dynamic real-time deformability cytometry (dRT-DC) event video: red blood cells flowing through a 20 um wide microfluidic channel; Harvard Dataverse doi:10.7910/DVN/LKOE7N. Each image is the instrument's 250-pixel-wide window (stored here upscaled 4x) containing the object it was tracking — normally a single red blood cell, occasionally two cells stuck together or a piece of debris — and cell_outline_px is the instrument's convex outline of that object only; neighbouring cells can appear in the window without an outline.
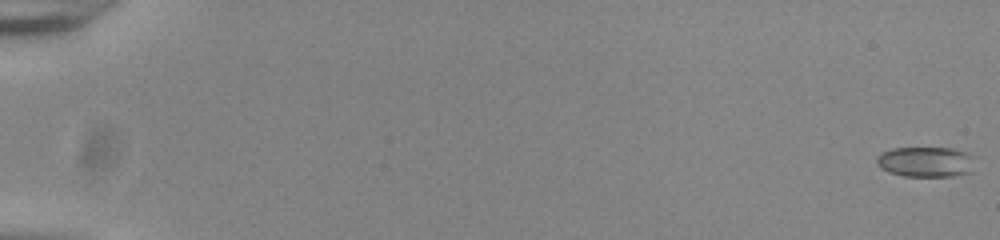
{"species": "common noctule bat (a hibernating species)", "species_latin": "Nyctalus noctula", "temperature_condition": "room temperature", "stored_images_in_passage": 56, "camera_frame_rate_fps": 3000, "um_per_image_px": 0.085, "animal": {"sex": "male", "body_mass_g": 20.0, "forearm_length_mm": 53.3}, "frame": {"image": 1, "passage_image": 1, "time_ms": 0.0, "image_size_px": [1000, 240], "cell_outline_px": [[976, 172], [952, 176], [904, 176], [888, 172], [876, 164], [876, 156], [880, 152], [892, 148], [952, 148], [972, 152], [976, 156]], "centroid_in_image_um": [78.8, 13.75], "position_along_channel_um": 6.2, "area_um2": 18.15}}
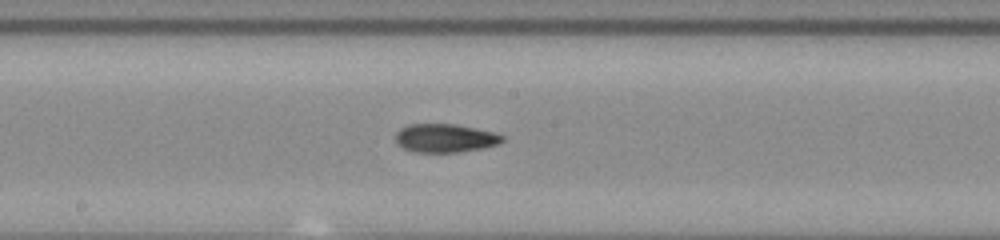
{"frame": {"image": 2, "passage_image": 32, "time_ms": 10.333, "image_size_px": [1000, 240], "cell_outline_px": [[504, 140], [500, 144], [484, 148], [456, 152], [412, 152], [396, 144], [396, 132], [400, 128], [408, 124], [456, 124], [496, 132], [504, 136]], "centroid_in_image_um": [37.85, 11.74], "position_along_channel_um": 210.3, "area_um2": 17.98}}
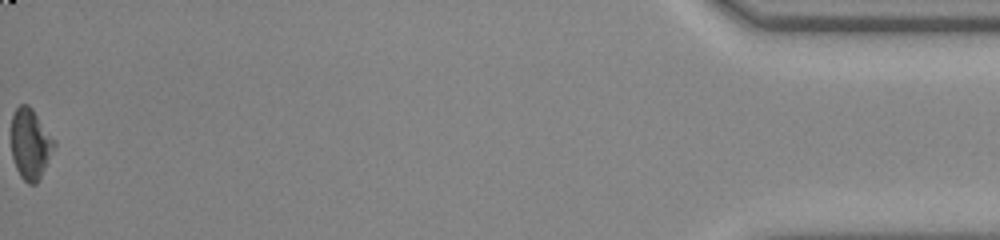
{"frame": {"image": 3, "passage_image": 56, "time_ms": 18.333, "image_size_px": [1000, 240], "cell_outline_px": [[56, 144], [36, 184], [28, 184], [20, 176], [16, 168], [12, 156], [12, 116], [16, 108], [20, 104], [28, 104], [32, 108], [56, 140]], "centroid_in_image_um": [2.58, 12.21], "position_along_channel_um": 432.6, "area_um2": 17.51}, "authors_computed_cell_mechanics": {"area_um2": 17.8024, "velocity_mm_per_s": 3.8815, "shape_relaxation_time_tau1_ms": 6.396, "shape_relaxation_time_tau2_ms": 2.5647, "deformation_change_tau1": 0.1797, "deformation_change_tau2": 0.0832}}